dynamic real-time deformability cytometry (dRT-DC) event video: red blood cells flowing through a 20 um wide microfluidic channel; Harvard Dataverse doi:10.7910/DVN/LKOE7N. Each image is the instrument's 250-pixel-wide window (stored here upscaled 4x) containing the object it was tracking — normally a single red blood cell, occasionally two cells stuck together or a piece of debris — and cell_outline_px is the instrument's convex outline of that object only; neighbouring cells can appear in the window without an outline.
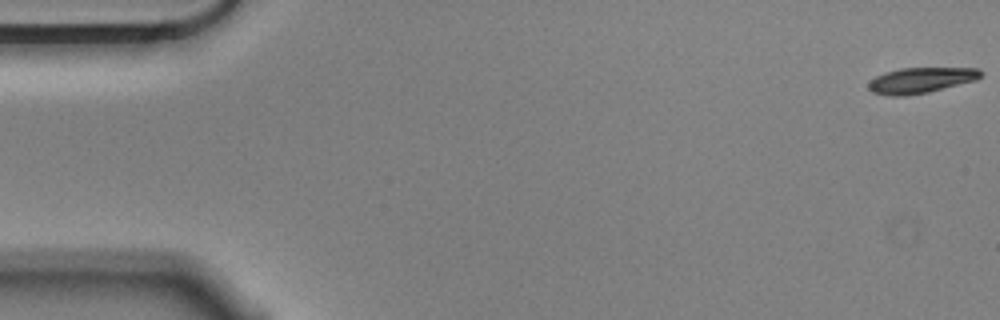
{"species": "Egyptian fruit bat (a non-hibernating species)", "species_latin": "Rousettus aegyptiacus", "temperature_condition": "cold", "stored_images_in_passage": 56, "camera_frame_rate_fps": 3000, "um_per_image_px": 0.085, "animal": {"sex": "male"}, "frame": {"image": 1, "passage_image": 1, "time_ms": 0.0, "image_size_px": [1000, 320], "cell_outline_px": [[984, 72], [976, 80], [928, 92], [908, 96], [888, 96], [872, 92], [868, 88], [868, 84], [876, 76], [884, 72], [900, 68], [980, 68]], "centroid_in_image_um": [78.26, 6.82], "position_along_channel_um": 6.7, "area_um2": 16.82}}
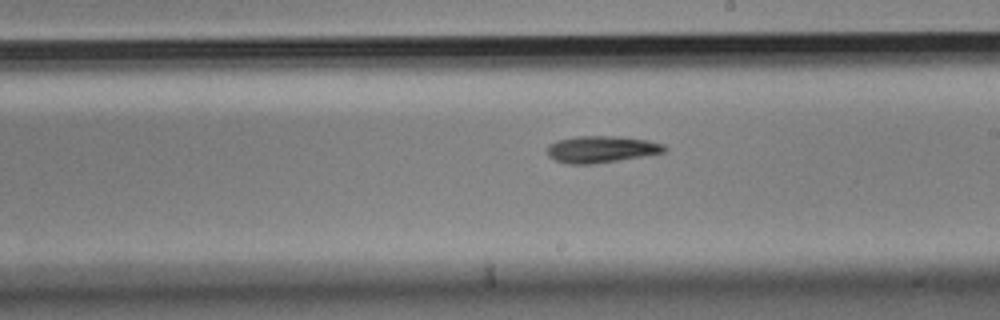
{"frame": {"image": 2, "passage_image": 32, "time_ms": 10.333, "image_size_px": [1000, 320], "cell_outline_px": [[668, 148], [664, 152], [620, 160], [596, 164], [568, 164], [556, 160], [548, 156], [548, 144], [560, 140], [576, 136], [620, 136], [648, 140], [664, 144]], "centroid_in_image_um": [51.13, 12.69], "position_along_channel_um": 237.9, "area_um2": 18.32}}
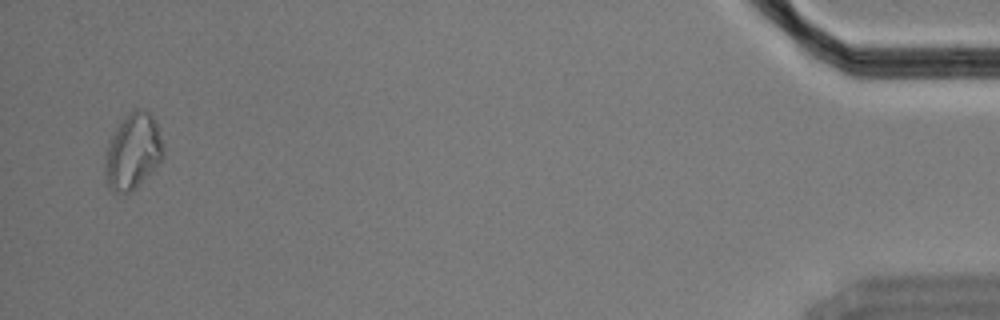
{"frame": {"image": 3, "passage_image": 55, "time_ms": 18.0, "image_size_px": [1000, 320], "cell_outline_px": [[164, 156], [128, 192], [120, 196], [112, 192], [108, 188], [104, 172], [104, 156], [112, 132], [136, 108], [148, 112], [152, 116], [156, 124], [164, 148]], "centroid_in_image_um": [11.23, 12.9], "position_along_channel_um": 424.0, "area_um2": 25.09}, "authors_computed_cell_mechanics": {"area_um2": 18.0047, "velocity_mm_per_s": 3.5467, "shape_relaxation_time_tau1_ms": 4.9414, "shape_relaxation_time_tau2_ms": null, "deformation_change_tau1": 0.1398, "deformation_change_tau2": null}}